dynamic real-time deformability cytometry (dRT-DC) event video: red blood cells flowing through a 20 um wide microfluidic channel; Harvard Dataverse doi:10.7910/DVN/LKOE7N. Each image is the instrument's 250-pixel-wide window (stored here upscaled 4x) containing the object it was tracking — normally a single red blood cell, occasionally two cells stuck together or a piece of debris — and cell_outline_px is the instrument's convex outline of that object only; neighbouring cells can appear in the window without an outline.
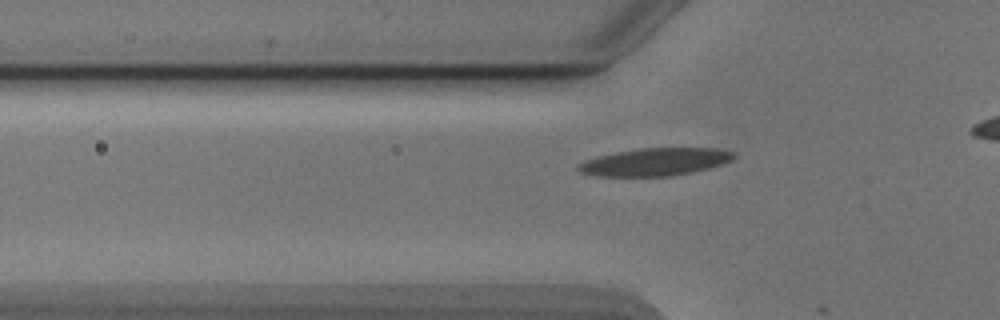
{"species": "Egyptian fruit bat (a non-hibernating species)", "species_latin": "Rousettus aegyptiacus", "temperature_condition": "cold", "stored_images_in_passage": 14, "camera_frame_rate_fps": 3000, "um_per_image_px": 0.085, "animal": {"sex": "male"}, "frame": {"image": 1, "passage_image": 10, "time_ms": 3.0, "image_size_px": [1000, 320], "cell_outline_px": [[736, 156], [732, 160], [724, 164], [692, 172], [672, 176], [596, 176], [580, 172], [576, 168], [576, 164], [584, 160], [616, 152], [640, 148], [716, 148], [736, 152]], "centroid_in_image_um": [55.7, 13.76], "position_along_channel_um": 70.1, "area_um2": 25.2}}